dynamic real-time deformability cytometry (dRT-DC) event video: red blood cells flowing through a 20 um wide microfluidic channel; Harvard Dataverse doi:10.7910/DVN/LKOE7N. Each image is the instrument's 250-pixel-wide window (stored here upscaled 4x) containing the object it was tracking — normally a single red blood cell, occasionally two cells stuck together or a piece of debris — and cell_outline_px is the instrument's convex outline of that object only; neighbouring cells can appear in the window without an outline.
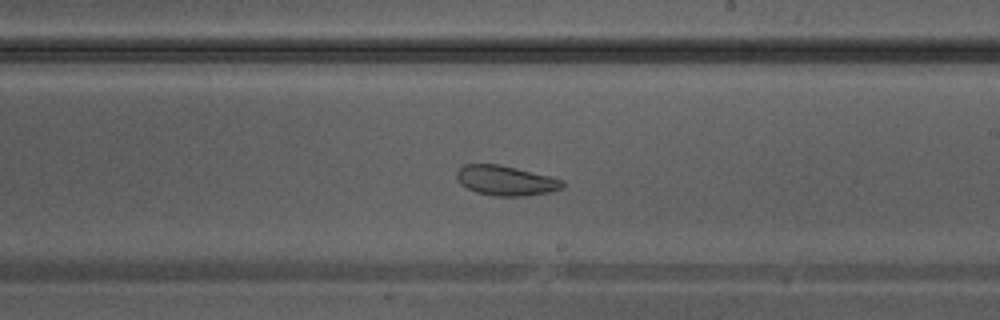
{"species": "Egyptian fruit bat (a non-hibernating species)", "species_latin": "Rousettus aegyptiacus", "temperature_condition": "warm", "stored_images_in_passage": 38, "camera_frame_rate_fps": 3000, "um_per_image_px": 0.085, "animal": {"sex": "male"}, "frame": {"image": 1, "passage_image": 22, "time_ms": 7.0, "image_size_px": [1000, 320], "cell_outline_px": [[564, 184], [560, 188], [548, 192], [524, 196], [496, 196], [476, 192], [460, 184], [456, 176], [456, 172], [464, 164], [496, 164], [516, 168], [564, 180]], "centroid_in_image_um": [42.95, 15.35], "position_along_channel_um": 246.0, "area_um2": 18.15}}
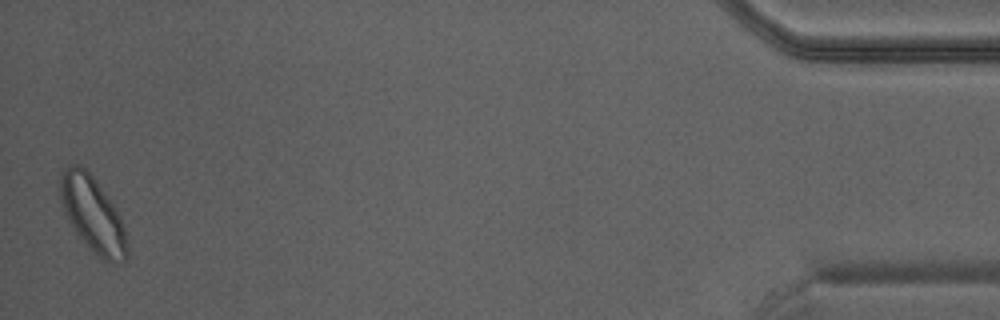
{"frame": {"image": 2, "passage_image": 38, "time_ms": 12.333, "image_size_px": [1000, 320], "cell_outline_px": [[128, 260], [124, 264], [116, 264], [104, 260], [92, 252], [76, 232], [68, 220], [64, 212], [60, 200], [60, 176], [64, 168], [72, 164], [80, 164], [92, 176], [112, 204], [120, 216], [124, 228], [128, 248]], "centroid_in_image_um": [7.89, 18.27], "position_along_channel_um": 427.3, "area_um2": 29.3}}